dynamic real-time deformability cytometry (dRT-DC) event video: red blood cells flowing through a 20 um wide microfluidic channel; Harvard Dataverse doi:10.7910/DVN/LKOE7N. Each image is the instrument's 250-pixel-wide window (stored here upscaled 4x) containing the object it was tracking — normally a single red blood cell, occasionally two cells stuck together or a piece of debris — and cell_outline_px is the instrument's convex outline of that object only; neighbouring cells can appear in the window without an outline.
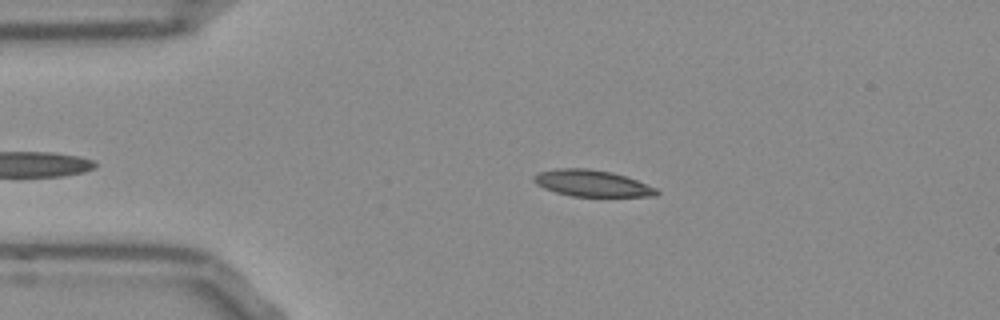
{"species": "Egyptian fruit bat (a non-hibernating species)", "species_latin": "Rousettus aegyptiacus", "temperature_condition": "room temperature", "stored_images_in_passage": 42, "camera_frame_rate_fps": 3000, "um_per_image_px": 0.085, "frame": {"image": 1, "passage_image": 6, "time_ms": 1.667, "image_size_px": [1000, 320], "cell_outline_px": [[660, 192], [656, 196], [572, 196], [556, 192], [544, 188], [536, 184], [532, 180], [532, 176], [540, 172], [556, 168], [588, 168], [612, 172], [636, 180], [656, 188]], "centroid_in_image_um": [50.29, 15.57], "position_along_channel_um": 34.7, "area_um2": 18.84}}
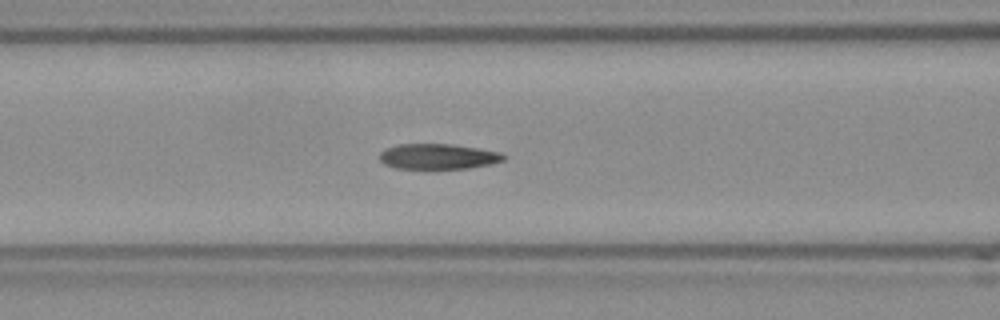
{"frame": {"image": 2, "passage_image": 16, "time_ms": 5.0, "image_size_px": [1000, 320], "cell_outline_px": [[504, 160], [488, 164], [468, 168], [396, 168], [384, 164], [380, 160], [380, 152], [388, 148], [400, 144], [452, 144], [500, 152], [504, 156]], "centroid_in_image_um": [37.21, 13.29], "position_along_channel_um": 129.4, "area_um2": 17.98}}
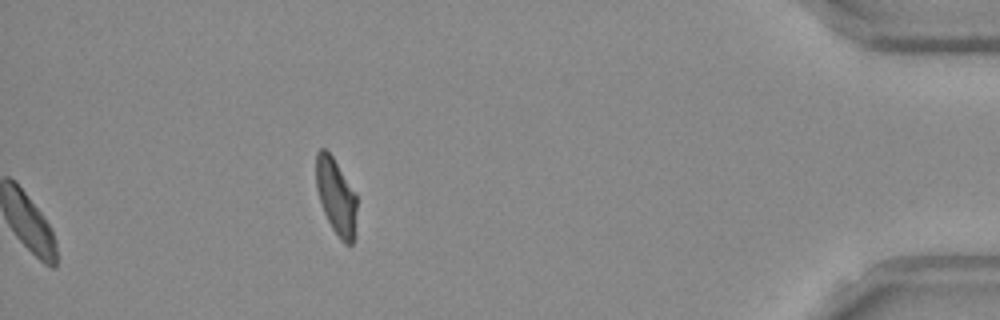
{"frame": {"image": 3, "passage_image": 42, "time_ms": 13.667, "image_size_px": [1000, 320], "cell_outline_px": [[356, 208], [352, 244], [344, 244], [340, 240], [332, 228], [324, 212], [316, 188], [316, 152], [320, 148], [324, 148], [332, 156], [356, 196]], "centroid_in_image_um": [28.53, 16.69], "position_along_channel_um": 406.7, "area_um2": 17.51}, "authors_computed_cell_mechanics": {"area_um2": 19.074, "velocity_mm_per_s": 3.848, "shape_relaxation_time_tau1_ms": 7.3061, "shape_relaxation_time_tau2_ms": 2.1735, "deformation_change_tau1": 0.2104, "deformation_change_tau2": 0.0945}}